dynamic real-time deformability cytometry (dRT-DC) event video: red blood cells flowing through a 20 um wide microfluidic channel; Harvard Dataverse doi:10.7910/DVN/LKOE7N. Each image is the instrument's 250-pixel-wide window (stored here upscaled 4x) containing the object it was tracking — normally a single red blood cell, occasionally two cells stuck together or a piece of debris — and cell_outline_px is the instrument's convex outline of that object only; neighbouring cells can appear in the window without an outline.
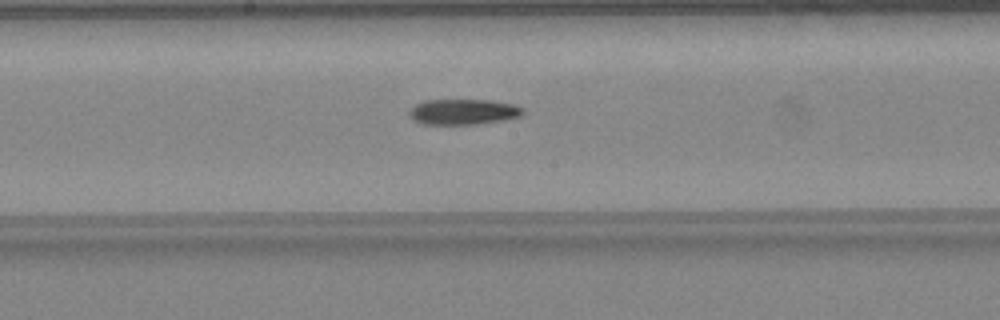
{"species": "common noctule bat (a hibernating species)", "species_latin": "Nyctalus noctula", "temperature_condition": "warm", "stored_images_in_passage": 32, "camera_frame_rate_fps": 3000, "um_per_image_px": 0.085, "animal": {"sex": "female", "body_mass_g": 24.6, "forearm_length_mm": 56.2}, "frame": {"image": 1, "passage_image": 10, "time_ms": 3.0, "image_size_px": [1000, 320], "cell_outline_px": [[524, 112], [520, 116], [504, 120], [476, 124], [424, 124], [412, 120], [408, 112], [416, 104], [424, 100], [492, 100], [512, 104], [524, 108]], "centroid_in_image_um": [39.38, 9.5], "position_along_channel_um": 208.8, "area_um2": 16.94}}
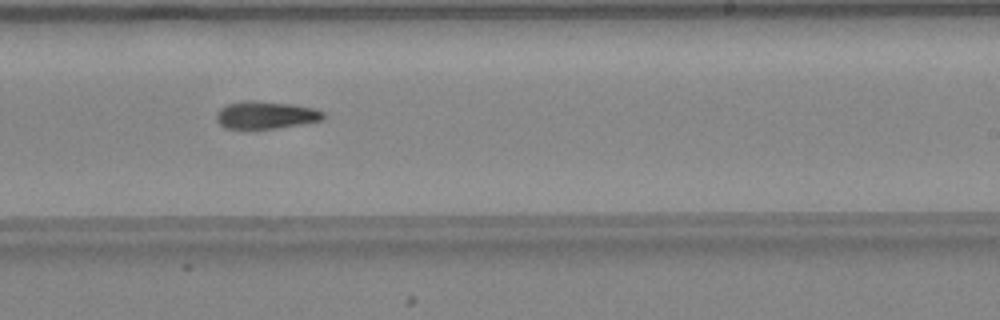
{"frame": {"image": 2, "passage_image": 14, "time_ms": 4.333, "image_size_px": [1000, 320], "cell_outline_px": [[324, 120], [276, 128], [224, 128], [216, 120], [216, 112], [224, 104], [252, 100], [292, 104], [312, 108], [324, 112]], "centroid_in_image_um": [22.56, 9.77], "position_along_channel_um": 266.4, "area_um2": 17.05}}